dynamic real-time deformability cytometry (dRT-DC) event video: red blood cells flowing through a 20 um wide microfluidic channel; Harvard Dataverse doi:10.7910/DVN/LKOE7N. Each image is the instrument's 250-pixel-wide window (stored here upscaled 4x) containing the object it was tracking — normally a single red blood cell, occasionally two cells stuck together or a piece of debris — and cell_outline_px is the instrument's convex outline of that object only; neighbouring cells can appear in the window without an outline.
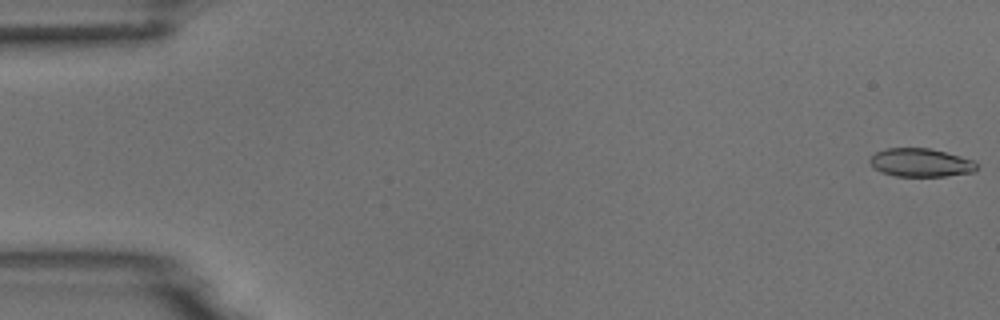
{"species": "common noctule bat (a hibernating species)", "species_latin": "Nyctalus noctula", "temperature_condition": "room temperature", "stored_images_in_passage": 55, "camera_frame_rate_fps": 3000, "um_per_image_px": 0.085, "animal": {"sex": "male", "body_mass_g": 18.8}, "frame": {"image": 1, "passage_image": 1, "time_ms": 0.0, "image_size_px": [1000, 320], "cell_outline_px": [[976, 168], [972, 172], [948, 176], [896, 176], [880, 172], [868, 160], [876, 152], [888, 148], [928, 148], [960, 156], [972, 160], [976, 164]], "centroid_in_image_um": [78.24, 13.82], "position_along_channel_um": 6.8, "area_um2": 17.4}}
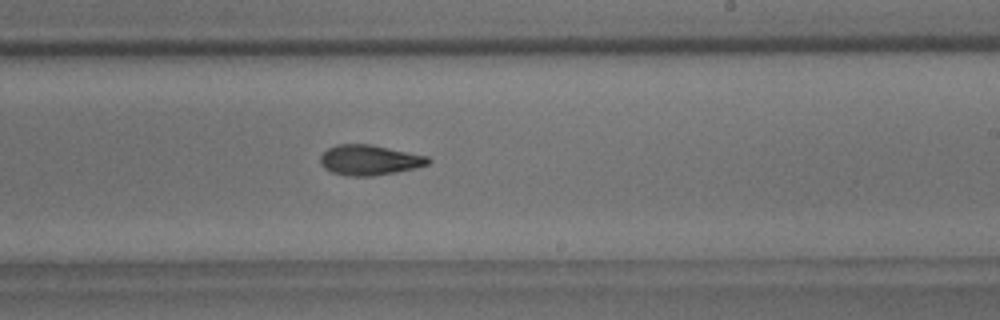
{"frame": {"image": 2, "passage_image": 33, "time_ms": 10.667, "image_size_px": [1000, 320], "cell_outline_px": [[432, 160], [428, 164], [416, 168], [396, 172], [372, 176], [348, 176], [332, 172], [324, 168], [320, 164], [320, 156], [328, 148], [336, 144], [372, 144], [428, 156]], "centroid_in_image_um": [31.4, 13.6], "position_along_channel_um": 257.6, "area_um2": 19.13}}
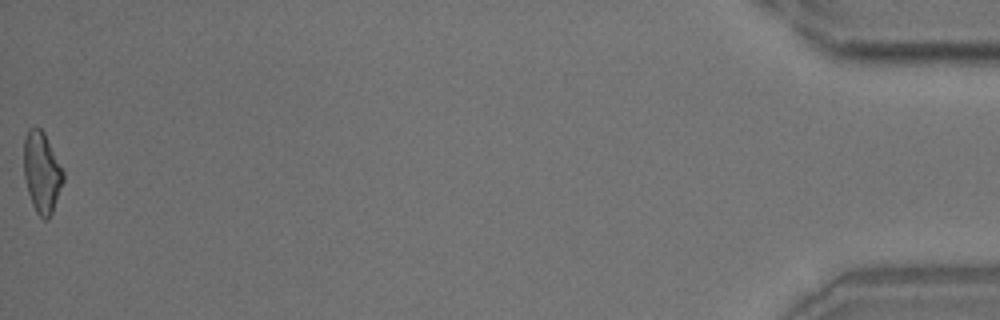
{"frame": {"image": 3, "passage_image": 55, "time_ms": 18.0, "image_size_px": [1000, 320], "cell_outline_px": [[64, 180], [52, 212], [48, 220], [44, 220], [36, 212], [32, 204], [28, 192], [24, 176], [24, 136], [28, 128], [40, 128], [44, 132], [64, 172]], "centroid_in_image_um": [3.55, 14.65], "position_along_channel_um": 431.7, "area_um2": 18.5}, "authors_computed_cell_mechanics": {"area_um2": 18.7272, "velocity_mm_per_s": 3.7165, "shape_relaxation_time_tau1_ms": 5.334, "shape_relaxation_time_tau2_ms": 5.1981, "deformation_change_tau1": 0.1606, "deformation_change_tau2": 0.1478}}